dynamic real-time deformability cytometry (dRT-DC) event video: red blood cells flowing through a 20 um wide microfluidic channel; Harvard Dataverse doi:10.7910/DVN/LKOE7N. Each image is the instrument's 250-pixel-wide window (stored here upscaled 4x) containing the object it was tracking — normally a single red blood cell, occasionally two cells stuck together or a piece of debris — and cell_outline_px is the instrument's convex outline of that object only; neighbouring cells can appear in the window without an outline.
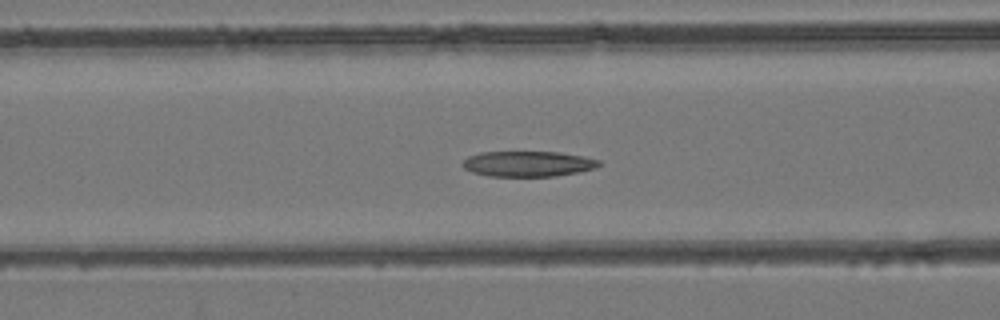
{"species": "common noctule bat (a hibernating species)", "species_latin": "Nyctalus noctula", "temperature_condition": "room temperature", "stored_images_in_passage": 39, "camera_frame_rate_fps": 3000, "um_per_image_px": 0.085, "animal": {"sex": "female", "body_mass_g": 24.6, "forearm_length_mm": 56.2}, "frame": {"image": 1, "passage_image": 9, "time_ms": 2.667, "image_size_px": [1000, 320], "cell_outline_px": [[600, 164], [596, 168], [580, 172], [556, 176], [488, 176], [472, 172], [464, 168], [460, 164], [468, 156], [480, 152], [560, 152], [584, 156], [600, 160]], "centroid_in_image_um": [44.88, 13.92], "position_along_channel_um": 121.7, "area_um2": 20.4}}
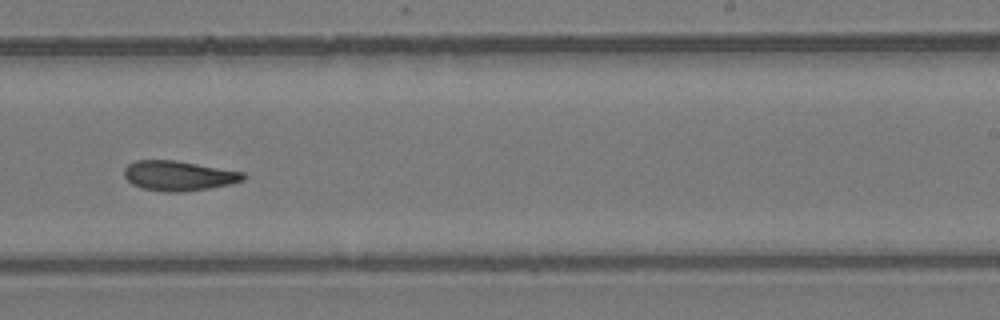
{"frame": {"image": 2, "passage_image": 20, "time_ms": 6.333, "image_size_px": [1000, 320], "cell_outline_px": [[248, 176], [244, 180], [228, 184], [208, 188], [184, 192], [164, 192], [144, 188], [132, 184], [124, 176], [124, 168], [128, 164], [136, 160], [176, 160], [244, 172]], "centroid_in_image_um": [15.19, 14.93], "position_along_channel_um": 273.8, "area_um2": 20.75}}
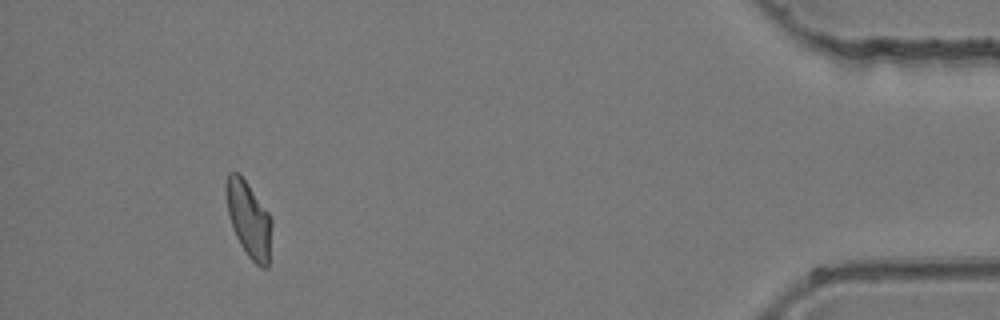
{"frame": {"image": 3, "passage_image": 35, "time_ms": 11.333, "image_size_px": [1000, 320], "cell_outline_px": [[272, 224], [268, 268], [260, 268], [248, 256], [240, 244], [236, 236], [228, 212], [224, 188], [224, 184], [228, 172], [240, 172], [272, 216]], "centroid_in_image_um": [21.15, 18.59], "position_along_channel_um": 414.0, "area_um2": 20.52}}